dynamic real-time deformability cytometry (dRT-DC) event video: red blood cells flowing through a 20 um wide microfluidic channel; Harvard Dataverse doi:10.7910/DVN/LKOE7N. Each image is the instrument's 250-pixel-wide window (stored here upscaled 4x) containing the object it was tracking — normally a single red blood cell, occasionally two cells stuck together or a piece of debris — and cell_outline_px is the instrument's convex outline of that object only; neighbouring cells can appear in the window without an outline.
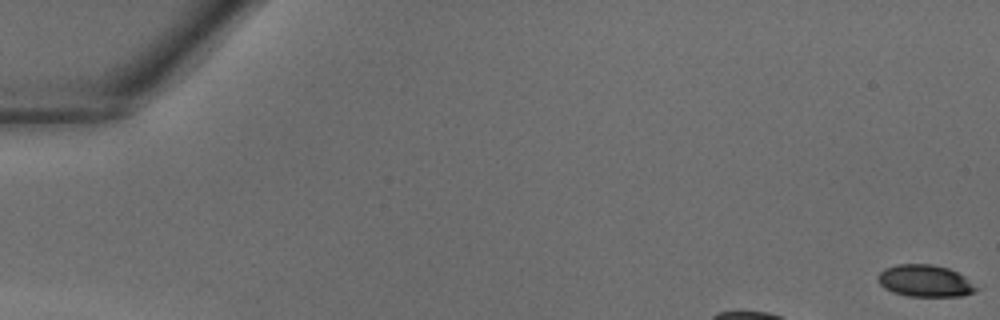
{"species": "common noctule bat (a hibernating species)", "species_latin": "Nyctalus noctula", "temperature_condition": "warm", "stored_images_in_passage": 10, "camera_frame_rate_fps": 3000, "um_per_image_px": 0.085, "animal": {"sex": "male", "body_mass_g": 18.8}, "frame": {"image": 1, "passage_image": 1, "time_ms": 0.0, "image_size_px": [1000, 320], "cell_outline_px": [[980, 288], [976, 292], [964, 296], [908, 296], [892, 292], [884, 288], [876, 280], [876, 276], [884, 268], [896, 264], [932, 264], [948, 268], [964, 276]], "centroid_in_image_um": [78.62, 23.88], "position_along_channel_um": 6.4, "area_um2": 18.55}}